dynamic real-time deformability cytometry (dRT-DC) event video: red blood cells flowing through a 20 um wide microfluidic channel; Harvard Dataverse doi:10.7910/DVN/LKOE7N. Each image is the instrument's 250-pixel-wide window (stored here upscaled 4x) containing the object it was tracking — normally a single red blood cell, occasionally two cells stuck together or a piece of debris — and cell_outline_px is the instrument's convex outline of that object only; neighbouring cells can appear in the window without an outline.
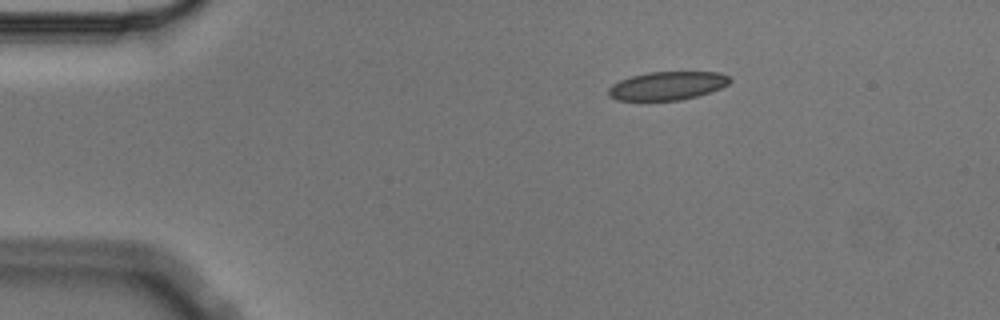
{"species": "Egyptian fruit bat (a non-hibernating species)", "species_latin": "Rousettus aegyptiacus", "temperature_condition": "cold", "stored_images_in_passage": 3, "camera_frame_rate_fps": 3000, "um_per_image_px": 0.085, "animal": {"sex": "male"}, "frame": {"image": 1, "passage_image": 1, "time_ms": 0.0, "image_size_px": [1000, 320], "cell_outline_px": [[732, 80], [728, 84], [720, 88], [696, 96], [680, 100], [616, 100], [608, 96], [608, 88], [612, 84], [620, 80], [632, 76], [648, 72], [720, 72], [728, 76]], "centroid_in_image_um": [56.7, 7.28], "position_along_channel_um": 28.3, "area_um2": 20.0}}
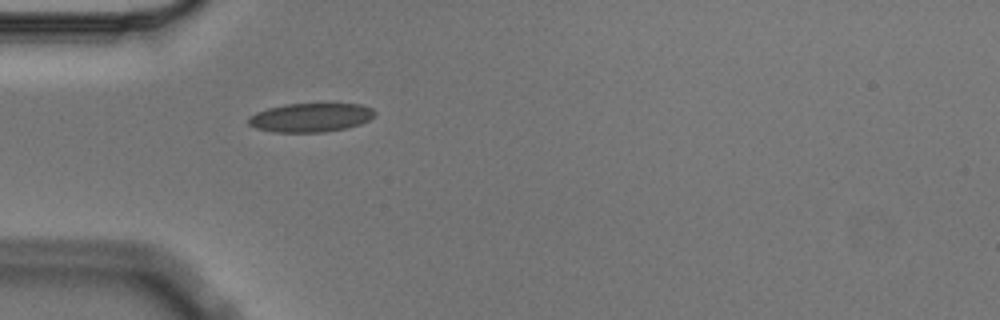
{"frame": {"image": 2, "passage_image": 3, "time_ms": 0.667, "image_size_px": [1000, 320], "cell_outline_px": [[376, 112], [368, 120], [360, 124], [344, 128], [324, 132], [272, 132], [256, 128], [248, 124], [248, 116], [256, 112], [268, 108], [284, 104], [360, 104], [372, 108]], "centroid_in_image_um": [26.36, 9.99], "position_along_channel_um": 58.6, "area_um2": 21.15}}